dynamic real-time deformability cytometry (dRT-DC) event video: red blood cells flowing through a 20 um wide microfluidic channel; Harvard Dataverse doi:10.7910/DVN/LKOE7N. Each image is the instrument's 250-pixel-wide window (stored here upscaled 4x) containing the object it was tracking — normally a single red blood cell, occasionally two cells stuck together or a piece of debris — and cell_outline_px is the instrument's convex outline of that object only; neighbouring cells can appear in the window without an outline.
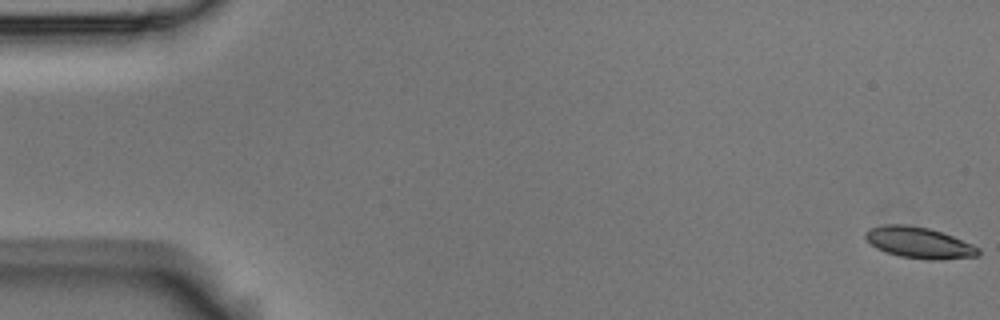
{"species": "Egyptian fruit bat (a non-hibernating species)", "species_latin": "Rousettus aegyptiacus", "temperature_condition": "room temperature", "stored_images_in_passage": 5, "segment_of_instrument_passage": [3, 3], "camera_frame_rate_fps": 3000, "um_per_image_px": 0.085, "animal": {"sex": "male"}, "frame": {"image": 1, "passage_image": 5, "time_ms": 1.333, "image_size_px": [1000, 320], "cell_outline_px": [[980, 256], [940, 260], [928, 260], [900, 256], [884, 252], [876, 248], [864, 236], [864, 232], [868, 228], [884, 224], [904, 224], [928, 228], [952, 236], [972, 244], [980, 248]], "centroid_in_image_um": [78.11, 20.63], "position_along_channel_um": 6.9, "area_um2": 20.63}}